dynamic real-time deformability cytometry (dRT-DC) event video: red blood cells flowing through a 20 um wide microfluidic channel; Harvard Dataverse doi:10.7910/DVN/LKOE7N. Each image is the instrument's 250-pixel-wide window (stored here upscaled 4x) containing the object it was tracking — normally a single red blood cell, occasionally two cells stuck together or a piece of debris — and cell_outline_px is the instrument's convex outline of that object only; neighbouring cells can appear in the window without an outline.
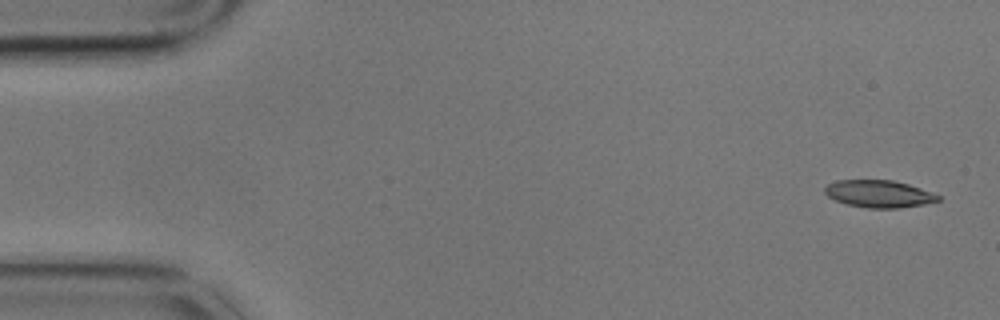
{"species": "common noctule bat (a hibernating species)", "species_latin": "Nyctalus noctula", "temperature_condition": "cold", "stored_images_in_passage": 4, "camera_frame_rate_fps": 3000, "um_per_image_px": 0.085, "animal": {"sex": "male", "body_mass_g": 17.9}, "frame": {"image": 1, "passage_image": 1, "time_ms": 0.0, "image_size_px": [1000, 320], "cell_outline_px": [[940, 200], [924, 204], [900, 208], [868, 208], [848, 204], [836, 200], [828, 196], [824, 192], [824, 188], [828, 184], [836, 180], [892, 180], [908, 184], [920, 188], [940, 196]], "centroid_in_image_um": [74.7, 16.47], "position_along_channel_um": 10.3, "area_um2": 17.86}}
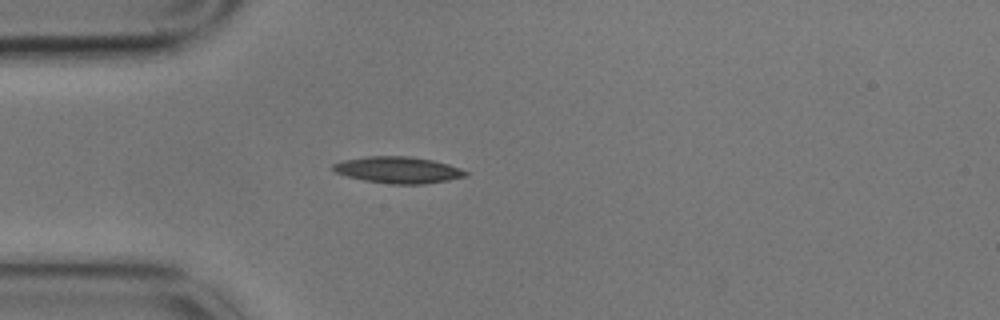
{"frame": {"image": 2, "passage_image": 4, "time_ms": 1.0, "image_size_px": [1000, 320], "cell_outline_px": [[468, 176], [448, 180], [424, 184], [392, 184], [364, 180], [348, 176], [336, 172], [332, 168], [332, 164], [344, 160], [368, 156], [408, 156], [432, 160], [448, 164], [460, 168], [468, 172]], "centroid_in_image_um": [33.86, 14.44], "position_along_channel_um": 51.1, "area_um2": 20.35}}